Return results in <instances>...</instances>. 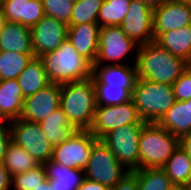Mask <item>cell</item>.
Listing matches in <instances>:
<instances>
[{
    "label": "cell",
    "mask_w": 191,
    "mask_h": 190,
    "mask_svg": "<svg viewBox=\"0 0 191 190\" xmlns=\"http://www.w3.org/2000/svg\"><path fill=\"white\" fill-rule=\"evenodd\" d=\"M135 65L138 78L169 85L187 69L184 59L174 56L155 41L138 47Z\"/></svg>",
    "instance_id": "6da1fadb"
},
{
    "label": "cell",
    "mask_w": 191,
    "mask_h": 190,
    "mask_svg": "<svg viewBox=\"0 0 191 190\" xmlns=\"http://www.w3.org/2000/svg\"><path fill=\"white\" fill-rule=\"evenodd\" d=\"M60 108L75 130H90L97 108L92 77L61 84Z\"/></svg>",
    "instance_id": "7a4b0ae2"
},
{
    "label": "cell",
    "mask_w": 191,
    "mask_h": 190,
    "mask_svg": "<svg viewBox=\"0 0 191 190\" xmlns=\"http://www.w3.org/2000/svg\"><path fill=\"white\" fill-rule=\"evenodd\" d=\"M50 83L64 84L89 79L92 64L66 39L61 46L39 56Z\"/></svg>",
    "instance_id": "3957f363"
},
{
    "label": "cell",
    "mask_w": 191,
    "mask_h": 190,
    "mask_svg": "<svg viewBox=\"0 0 191 190\" xmlns=\"http://www.w3.org/2000/svg\"><path fill=\"white\" fill-rule=\"evenodd\" d=\"M132 100L145 123H157L176 101L172 85L143 78L137 79Z\"/></svg>",
    "instance_id": "277c9868"
},
{
    "label": "cell",
    "mask_w": 191,
    "mask_h": 190,
    "mask_svg": "<svg viewBox=\"0 0 191 190\" xmlns=\"http://www.w3.org/2000/svg\"><path fill=\"white\" fill-rule=\"evenodd\" d=\"M178 147V137L157 123H146L139 137V169L162 168Z\"/></svg>",
    "instance_id": "5b68a950"
},
{
    "label": "cell",
    "mask_w": 191,
    "mask_h": 190,
    "mask_svg": "<svg viewBox=\"0 0 191 190\" xmlns=\"http://www.w3.org/2000/svg\"><path fill=\"white\" fill-rule=\"evenodd\" d=\"M128 173L102 140L97 139L93 143L89 161L84 168L86 179L112 188Z\"/></svg>",
    "instance_id": "8992f818"
},
{
    "label": "cell",
    "mask_w": 191,
    "mask_h": 190,
    "mask_svg": "<svg viewBox=\"0 0 191 190\" xmlns=\"http://www.w3.org/2000/svg\"><path fill=\"white\" fill-rule=\"evenodd\" d=\"M139 45L131 40L120 26H102L100 28L98 55L93 65H120L130 54H134L136 64Z\"/></svg>",
    "instance_id": "52a82bcc"
},
{
    "label": "cell",
    "mask_w": 191,
    "mask_h": 190,
    "mask_svg": "<svg viewBox=\"0 0 191 190\" xmlns=\"http://www.w3.org/2000/svg\"><path fill=\"white\" fill-rule=\"evenodd\" d=\"M144 125L120 126L100 139L129 172L139 169V137Z\"/></svg>",
    "instance_id": "ba28073f"
},
{
    "label": "cell",
    "mask_w": 191,
    "mask_h": 190,
    "mask_svg": "<svg viewBox=\"0 0 191 190\" xmlns=\"http://www.w3.org/2000/svg\"><path fill=\"white\" fill-rule=\"evenodd\" d=\"M11 141L21 146L40 164L52 159L53 146L47 140L39 123L26 121L22 118L10 121Z\"/></svg>",
    "instance_id": "9c48e42d"
},
{
    "label": "cell",
    "mask_w": 191,
    "mask_h": 190,
    "mask_svg": "<svg viewBox=\"0 0 191 190\" xmlns=\"http://www.w3.org/2000/svg\"><path fill=\"white\" fill-rule=\"evenodd\" d=\"M97 138L90 130H76L67 140L53 146L52 161L67 168L84 169Z\"/></svg>",
    "instance_id": "30bf717a"
},
{
    "label": "cell",
    "mask_w": 191,
    "mask_h": 190,
    "mask_svg": "<svg viewBox=\"0 0 191 190\" xmlns=\"http://www.w3.org/2000/svg\"><path fill=\"white\" fill-rule=\"evenodd\" d=\"M130 124H146L139 116L132 99L119 105L97 106L90 132L101 139L110 131Z\"/></svg>",
    "instance_id": "8fae6325"
},
{
    "label": "cell",
    "mask_w": 191,
    "mask_h": 190,
    "mask_svg": "<svg viewBox=\"0 0 191 190\" xmlns=\"http://www.w3.org/2000/svg\"><path fill=\"white\" fill-rule=\"evenodd\" d=\"M120 27L139 46L155 41L153 9L140 0H131L130 9Z\"/></svg>",
    "instance_id": "7c38bea8"
},
{
    "label": "cell",
    "mask_w": 191,
    "mask_h": 190,
    "mask_svg": "<svg viewBox=\"0 0 191 190\" xmlns=\"http://www.w3.org/2000/svg\"><path fill=\"white\" fill-rule=\"evenodd\" d=\"M68 25L44 16L31 28L32 50L35 57L58 49L67 39Z\"/></svg>",
    "instance_id": "4fadbf2b"
},
{
    "label": "cell",
    "mask_w": 191,
    "mask_h": 190,
    "mask_svg": "<svg viewBox=\"0 0 191 190\" xmlns=\"http://www.w3.org/2000/svg\"><path fill=\"white\" fill-rule=\"evenodd\" d=\"M61 84L50 83L37 93L24 98L20 118L40 123L60 107Z\"/></svg>",
    "instance_id": "5bb4252c"
},
{
    "label": "cell",
    "mask_w": 191,
    "mask_h": 190,
    "mask_svg": "<svg viewBox=\"0 0 191 190\" xmlns=\"http://www.w3.org/2000/svg\"><path fill=\"white\" fill-rule=\"evenodd\" d=\"M191 25V3L170 0L153 9V32H167Z\"/></svg>",
    "instance_id": "9a60e30c"
},
{
    "label": "cell",
    "mask_w": 191,
    "mask_h": 190,
    "mask_svg": "<svg viewBox=\"0 0 191 190\" xmlns=\"http://www.w3.org/2000/svg\"><path fill=\"white\" fill-rule=\"evenodd\" d=\"M93 84H106L126 89L131 95L138 79L136 65H92Z\"/></svg>",
    "instance_id": "2e32d148"
},
{
    "label": "cell",
    "mask_w": 191,
    "mask_h": 190,
    "mask_svg": "<svg viewBox=\"0 0 191 190\" xmlns=\"http://www.w3.org/2000/svg\"><path fill=\"white\" fill-rule=\"evenodd\" d=\"M101 26L98 23L68 25L67 39L78 53L92 65L98 55V44Z\"/></svg>",
    "instance_id": "e0dca14e"
},
{
    "label": "cell",
    "mask_w": 191,
    "mask_h": 190,
    "mask_svg": "<svg viewBox=\"0 0 191 190\" xmlns=\"http://www.w3.org/2000/svg\"><path fill=\"white\" fill-rule=\"evenodd\" d=\"M6 21L32 28L44 16L42 0H5L1 4Z\"/></svg>",
    "instance_id": "ac0fdd59"
},
{
    "label": "cell",
    "mask_w": 191,
    "mask_h": 190,
    "mask_svg": "<svg viewBox=\"0 0 191 190\" xmlns=\"http://www.w3.org/2000/svg\"><path fill=\"white\" fill-rule=\"evenodd\" d=\"M179 139L191 133V99L176 100L173 106L157 122Z\"/></svg>",
    "instance_id": "d6986e66"
},
{
    "label": "cell",
    "mask_w": 191,
    "mask_h": 190,
    "mask_svg": "<svg viewBox=\"0 0 191 190\" xmlns=\"http://www.w3.org/2000/svg\"><path fill=\"white\" fill-rule=\"evenodd\" d=\"M24 96L17 79L0 80L1 122H10L20 118Z\"/></svg>",
    "instance_id": "ffe728a7"
},
{
    "label": "cell",
    "mask_w": 191,
    "mask_h": 190,
    "mask_svg": "<svg viewBox=\"0 0 191 190\" xmlns=\"http://www.w3.org/2000/svg\"><path fill=\"white\" fill-rule=\"evenodd\" d=\"M0 50L33 53L31 28L7 21L0 32Z\"/></svg>",
    "instance_id": "44dd1931"
},
{
    "label": "cell",
    "mask_w": 191,
    "mask_h": 190,
    "mask_svg": "<svg viewBox=\"0 0 191 190\" xmlns=\"http://www.w3.org/2000/svg\"><path fill=\"white\" fill-rule=\"evenodd\" d=\"M43 166L52 190H77L85 179L84 169L67 168L52 160Z\"/></svg>",
    "instance_id": "7402d4cb"
},
{
    "label": "cell",
    "mask_w": 191,
    "mask_h": 190,
    "mask_svg": "<svg viewBox=\"0 0 191 190\" xmlns=\"http://www.w3.org/2000/svg\"><path fill=\"white\" fill-rule=\"evenodd\" d=\"M155 42L174 56L188 60L191 55V25L167 32H153Z\"/></svg>",
    "instance_id": "603a6c76"
},
{
    "label": "cell",
    "mask_w": 191,
    "mask_h": 190,
    "mask_svg": "<svg viewBox=\"0 0 191 190\" xmlns=\"http://www.w3.org/2000/svg\"><path fill=\"white\" fill-rule=\"evenodd\" d=\"M17 82L24 98L37 93L40 89H43L50 84L43 63L39 57H34L31 60L17 77Z\"/></svg>",
    "instance_id": "cb8c5ba5"
},
{
    "label": "cell",
    "mask_w": 191,
    "mask_h": 190,
    "mask_svg": "<svg viewBox=\"0 0 191 190\" xmlns=\"http://www.w3.org/2000/svg\"><path fill=\"white\" fill-rule=\"evenodd\" d=\"M39 124L52 146L67 140L68 137L76 131L69 123L65 113L60 107Z\"/></svg>",
    "instance_id": "d4e9b609"
},
{
    "label": "cell",
    "mask_w": 191,
    "mask_h": 190,
    "mask_svg": "<svg viewBox=\"0 0 191 190\" xmlns=\"http://www.w3.org/2000/svg\"><path fill=\"white\" fill-rule=\"evenodd\" d=\"M162 169L173 184H191V159L179 146Z\"/></svg>",
    "instance_id": "484cf974"
},
{
    "label": "cell",
    "mask_w": 191,
    "mask_h": 190,
    "mask_svg": "<svg viewBox=\"0 0 191 190\" xmlns=\"http://www.w3.org/2000/svg\"><path fill=\"white\" fill-rule=\"evenodd\" d=\"M3 163L11 176L24 173L27 170L41 165L21 146L16 145L12 141L7 146Z\"/></svg>",
    "instance_id": "4316f807"
},
{
    "label": "cell",
    "mask_w": 191,
    "mask_h": 190,
    "mask_svg": "<svg viewBox=\"0 0 191 190\" xmlns=\"http://www.w3.org/2000/svg\"><path fill=\"white\" fill-rule=\"evenodd\" d=\"M34 57V53L0 50V80L17 79Z\"/></svg>",
    "instance_id": "83f0119b"
},
{
    "label": "cell",
    "mask_w": 191,
    "mask_h": 190,
    "mask_svg": "<svg viewBox=\"0 0 191 190\" xmlns=\"http://www.w3.org/2000/svg\"><path fill=\"white\" fill-rule=\"evenodd\" d=\"M131 0H104L97 23L102 26H120L130 9Z\"/></svg>",
    "instance_id": "f1b7e54d"
},
{
    "label": "cell",
    "mask_w": 191,
    "mask_h": 190,
    "mask_svg": "<svg viewBox=\"0 0 191 190\" xmlns=\"http://www.w3.org/2000/svg\"><path fill=\"white\" fill-rule=\"evenodd\" d=\"M138 180V190H169L173 183L162 168H143L132 171Z\"/></svg>",
    "instance_id": "f546056e"
},
{
    "label": "cell",
    "mask_w": 191,
    "mask_h": 190,
    "mask_svg": "<svg viewBox=\"0 0 191 190\" xmlns=\"http://www.w3.org/2000/svg\"><path fill=\"white\" fill-rule=\"evenodd\" d=\"M104 0H78L74 3L68 25L97 23L99 9Z\"/></svg>",
    "instance_id": "4dcf8cb0"
},
{
    "label": "cell",
    "mask_w": 191,
    "mask_h": 190,
    "mask_svg": "<svg viewBox=\"0 0 191 190\" xmlns=\"http://www.w3.org/2000/svg\"><path fill=\"white\" fill-rule=\"evenodd\" d=\"M97 106H113L132 99V95L124 88L94 84Z\"/></svg>",
    "instance_id": "1f68e13d"
},
{
    "label": "cell",
    "mask_w": 191,
    "mask_h": 190,
    "mask_svg": "<svg viewBox=\"0 0 191 190\" xmlns=\"http://www.w3.org/2000/svg\"><path fill=\"white\" fill-rule=\"evenodd\" d=\"M46 179V171L41 164L24 173L12 176L11 190H34V187Z\"/></svg>",
    "instance_id": "d6a6232c"
},
{
    "label": "cell",
    "mask_w": 191,
    "mask_h": 190,
    "mask_svg": "<svg viewBox=\"0 0 191 190\" xmlns=\"http://www.w3.org/2000/svg\"><path fill=\"white\" fill-rule=\"evenodd\" d=\"M45 16L55 18L65 24L70 23L74 3L67 0H42Z\"/></svg>",
    "instance_id": "836d02e7"
},
{
    "label": "cell",
    "mask_w": 191,
    "mask_h": 190,
    "mask_svg": "<svg viewBox=\"0 0 191 190\" xmlns=\"http://www.w3.org/2000/svg\"><path fill=\"white\" fill-rule=\"evenodd\" d=\"M175 99L185 101L191 99V72L187 69L172 84Z\"/></svg>",
    "instance_id": "e575fe53"
},
{
    "label": "cell",
    "mask_w": 191,
    "mask_h": 190,
    "mask_svg": "<svg viewBox=\"0 0 191 190\" xmlns=\"http://www.w3.org/2000/svg\"><path fill=\"white\" fill-rule=\"evenodd\" d=\"M11 142L9 122H0V161L3 162L8 144Z\"/></svg>",
    "instance_id": "d590c367"
},
{
    "label": "cell",
    "mask_w": 191,
    "mask_h": 190,
    "mask_svg": "<svg viewBox=\"0 0 191 190\" xmlns=\"http://www.w3.org/2000/svg\"><path fill=\"white\" fill-rule=\"evenodd\" d=\"M110 190H138L137 176L133 172H129Z\"/></svg>",
    "instance_id": "8d00e7d4"
},
{
    "label": "cell",
    "mask_w": 191,
    "mask_h": 190,
    "mask_svg": "<svg viewBox=\"0 0 191 190\" xmlns=\"http://www.w3.org/2000/svg\"><path fill=\"white\" fill-rule=\"evenodd\" d=\"M12 176L0 161V190H11Z\"/></svg>",
    "instance_id": "74e56055"
},
{
    "label": "cell",
    "mask_w": 191,
    "mask_h": 190,
    "mask_svg": "<svg viewBox=\"0 0 191 190\" xmlns=\"http://www.w3.org/2000/svg\"><path fill=\"white\" fill-rule=\"evenodd\" d=\"M77 190H110V188L85 178Z\"/></svg>",
    "instance_id": "f35d334b"
},
{
    "label": "cell",
    "mask_w": 191,
    "mask_h": 190,
    "mask_svg": "<svg viewBox=\"0 0 191 190\" xmlns=\"http://www.w3.org/2000/svg\"><path fill=\"white\" fill-rule=\"evenodd\" d=\"M179 146L187 153L188 157L191 159V133L184 135L179 139Z\"/></svg>",
    "instance_id": "ab89813d"
},
{
    "label": "cell",
    "mask_w": 191,
    "mask_h": 190,
    "mask_svg": "<svg viewBox=\"0 0 191 190\" xmlns=\"http://www.w3.org/2000/svg\"><path fill=\"white\" fill-rule=\"evenodd\" d=\"M144 3H146L148 6H150L152 9H154L155 7H158L170 0H140Z\"/></svg>",
    "instance_id": "60d3db41"
},
{
    "label": "cell",
    "mask_w": 191,
    "mask_h": 190,
    "mask_svg": "<svg viewBox=\"0 0 191 190\" xmlns=\"http://www.w3.org/2000/svg\"><path fill=\"white\" fill-rule=\"evenodd\" d=\"M34 190H52L49 179L46 178L41 184L34 187Z\"/></svg>",
    "instance_id": "b9f144b4"
},
{
    "label": "cell",
    "mask_w": 191,
    "mask_h": 190,
    "mask_svg": "<svg viewBox=\"0 0 191 190\" xmlns=\"http://www.w3.org/2000/svg\"><path fill=\"white\" fill-rule=\"evenodd\" d=\"M169 190H191V184H173Z\"/></svg>",
    "instance_id": "7bdbcfd3"
},
{
    "label": "cell",
    "mask_w": 191,
    "mask_h": 190,
    "mask_svg": "<svg viewBox=\"0 0 191 190\" xmlns=\"http://www.w3.org/2000/svg\"><path fill=\"white\" fill-rule=\"evenodd\" d=\"M6 18H5V15H4V12H3V9L0 5V32L1 30L3 29L5 23H6Z\"/></svg>",
    "instance_id": "ee69618b"
},
{
    "label": "cell",
    "mask_w": 191,
    "mask_h": 190,
    "mask_svg": "<svg viewBox=\"0 0 191 190\" xmlns=\"http://www.w3.org/2000/svg\"><path fill=\"white\" fill-rule=\"evenodd\" d=\"M187 70L191 72V55L189 56L188 60L186 61Z\"/></svg>",
    "instance_id": "f6af8a7d"
},
{
    "label": "cell",
    "mask_w": 191,
    "mask_h": 190,
    "mask_svg": "<svg viewBox=\"0 0 191 190\" xmlns=\"http://www.w3.org/2000/svg\"><path fill=\"white\" fill-rule=\"evenodd\" d=\"M175 1H182V2H190L191 3V0H175Z\"/></svg>",
    "instance_id": "bcb514c9"
},
{
    "label": "cell",
    "mask_w": 191,
    "mask_h": 190,
    "mask_svg": "<svg viewBox=\"0 0 191 190\" xmlns=\"http://www.w3.org/2000/svg\"><path fill=\"white\" fill-rule=\"evenodd\" d=\"M70 1L71 3H76L78 0H67Z\"/></svg>",
    "instance_id": "7dc6e473"
}]
</instances>
